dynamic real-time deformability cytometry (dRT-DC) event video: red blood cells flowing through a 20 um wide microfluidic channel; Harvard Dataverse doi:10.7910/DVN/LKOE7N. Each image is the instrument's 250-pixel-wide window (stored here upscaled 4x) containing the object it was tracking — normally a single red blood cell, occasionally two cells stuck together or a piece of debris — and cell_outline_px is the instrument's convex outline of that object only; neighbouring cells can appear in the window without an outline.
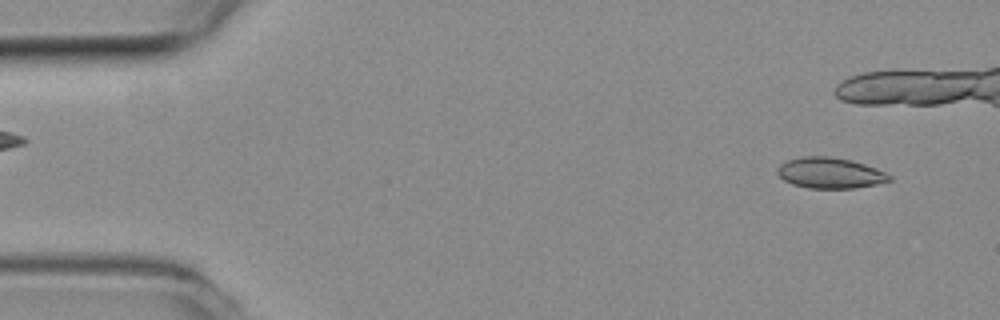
{"species": "common noctule bat (a hibernating species)", "species_latin": "Nyctalus noctula", "temperature_condition": "room temperature", "stored_images_in_passage": 41, "camera_frame_rate_fps": 3000, "um_per_image_px": 0.085, "animal": {"sex": "female", "body_mass_g": 19.3, "forearm_length_mm": 54.1}, "frame": {"image": 1, "passage_image": 3, "time_ms": 0.667, "image_size_px": [1000, 320], "cell_outline_px": [[892, 180], [876, 184], [852, 188], [808, 188], [792, 184], [784, 180], [776, 172], [776, 168], [780, 164], [788, 160], [804, 156], [828, 156], [852, 160], [876, 168], [892, 176]], "centroid_in_image_um": [70.54, 14.7], "position_along_channel_um": 14.5, "area_um2": 20.06}}
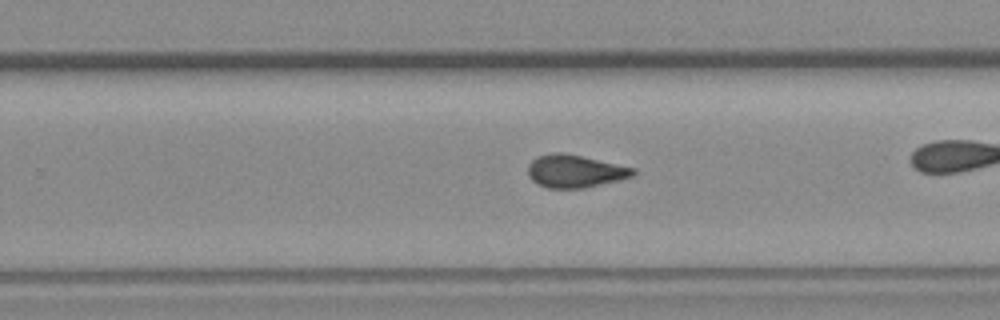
{"frame": {"image": 2, "passage_image": 32, "time_ms": 10.333, "image_size_px": [1000, 320], "cell_outline_px": [[636, 172], [632, 176], [584, 188], [548, 188], [536, 184], [528, 176], [528, 164], [532, 160], [540, 156], [552, 152], [560, 152], [580, 156], [636, 168]], "centroid_in_image_um": [48.83, 14.55], "position_along_channel_um": 281.0, "area_um2": 19.83}}
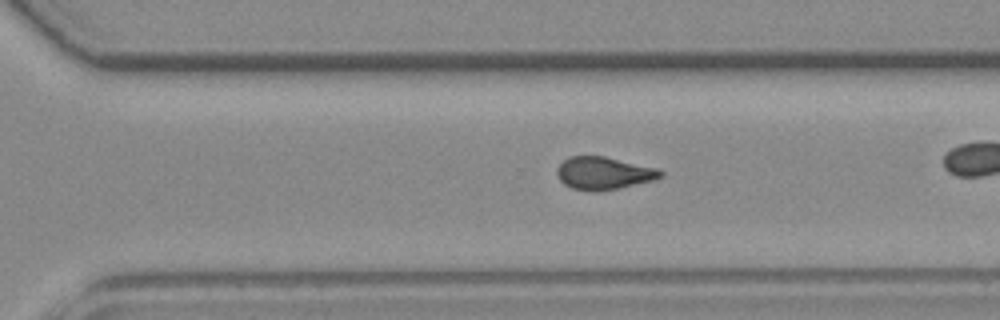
{"frame": {"image": 3, "passage_image": 35, "time_ms": 11.333, "image_size_px": [1000, 320], "cell_outline_px": [[664, 176], [652, 180], [620, 188], [600, 192], [592, 192], [572, 188], [564, 184], [560, 180], [556, 172], [556, 168], [568, 156], [604, 156], [656, 168], [664, 172]], "centroid_in_image_um": [51.29, 14.73], "position_along_channel_um": 319.3, "area_um2": 19.77}}